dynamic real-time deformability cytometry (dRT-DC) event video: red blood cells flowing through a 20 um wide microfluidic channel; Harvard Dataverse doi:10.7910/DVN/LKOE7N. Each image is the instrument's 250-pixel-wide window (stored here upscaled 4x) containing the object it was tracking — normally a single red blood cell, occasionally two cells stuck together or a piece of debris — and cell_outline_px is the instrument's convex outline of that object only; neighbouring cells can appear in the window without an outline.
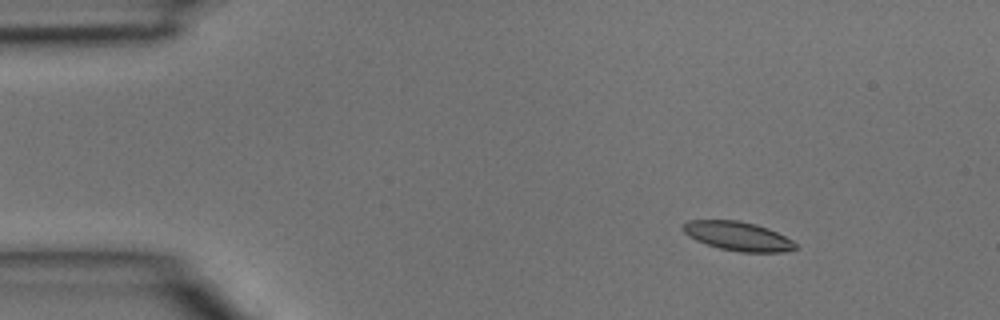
{"species": "common noctule bat (a hibernating species)", "species_latin": "Nyctalus noctula", "temperature_condition": "room temperature", "stored_images_in_passage": 4, "camera_frame_rate_fps": 3000, "um_per_image_px": 0.085, "animal": {"sex": "male", "body_mass_g": 15.6}, "frame": {"image": 1, "passage_image": 2, "time_ms": 0.333, "image_size_px": [1000, 320], "cell_outline_px": [[796, 248], [784, 252], [740, 252], [720, 248], [696, 240], [688, 236], [680, 228], [688, 220], [740, 220], [756, 224], [768, 228], [792, 240], [796, 244]], "centroid_in_image_um": [62.7, 20.06], "position_along_channel_um": 22.3, "area_um2": 18.96}}